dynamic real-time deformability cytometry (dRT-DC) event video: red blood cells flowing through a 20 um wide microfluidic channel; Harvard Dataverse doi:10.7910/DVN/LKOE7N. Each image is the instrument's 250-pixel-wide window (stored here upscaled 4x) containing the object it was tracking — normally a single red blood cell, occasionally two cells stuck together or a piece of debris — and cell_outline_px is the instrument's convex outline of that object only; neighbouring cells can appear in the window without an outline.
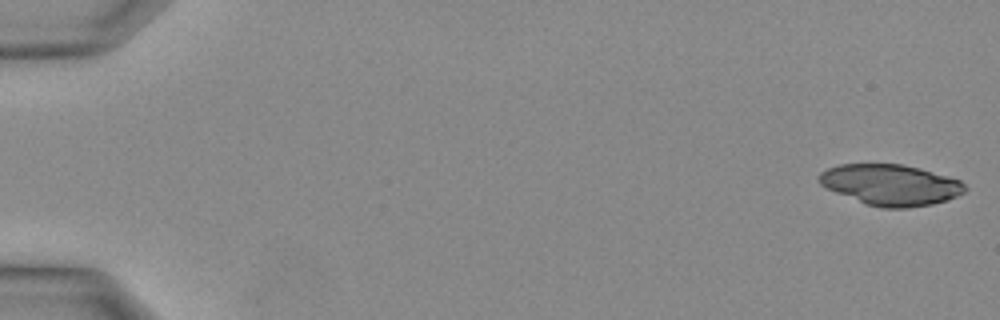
{"species": "Egyptian fruit bat (a non-hibernating species)", "species_latin": "Rousettus aegyptiacus", "temperature_condition": "warm", "stored_images_in_passage": 33, "camera_frame_rate_fps": 3000, "um_per_image_px": 0.085, "animal": {"sex": "female"}, "frame": {"image": 1, "passage_image": 1, "time_ms": 0.0, "image_size_px": [1000, 320], "cell_outline_px": [[968, 188], [964, 192], [948, 200], [932, 204], [908, 208], [880, 208], [864, 204], [836, 192], [820, 184], [816, 180], [816, 176], [820, 172], [828, 168], [840, 164], [900, 164], [920, 168], [960, 180]], "centroid_in_image_um": [75.68, 15.72], "position_along_channel_um": 9.3, "area_um2": 34.91}}
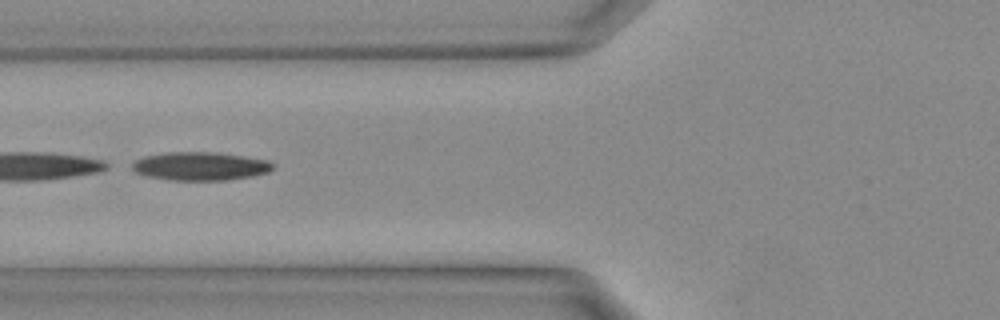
{"frame": {"image": 2, "passage_image": 14, "time_ms": 4.333, "image_size_px": [1000, 320], "cell_outline_px": [[272, 168], [268, 172], [252, 176], [228, 180], [168, 180], [148, 176], [136, 172], [132, 168], [132, 164], [136, 160], [144, 156], [168, 152], [216, 152], [244, 156], [268, 160], [272, 164]], "centroid_in_image_um": [17.02, 14.12], "position_along_channel_um": 108.8, "area_um2": 23.18}}